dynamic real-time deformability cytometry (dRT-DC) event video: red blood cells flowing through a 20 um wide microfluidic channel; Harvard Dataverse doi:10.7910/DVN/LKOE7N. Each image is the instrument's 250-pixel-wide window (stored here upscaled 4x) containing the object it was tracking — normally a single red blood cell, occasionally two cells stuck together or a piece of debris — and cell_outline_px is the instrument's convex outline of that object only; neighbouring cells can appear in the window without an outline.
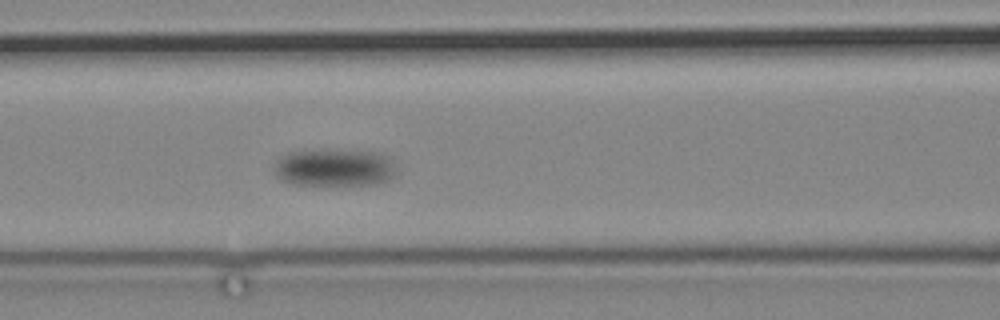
{"species": "common noctule bat (a hibernating species)", "species_latin": "Nyctalus noctula", "temperature_condition": "cold", "stored_images_in_passage": 15, "camera_frame_rate_fps": 3000, "um_per_image_px": 0.085, "animal": {"sex": "male", "body_mass_g": 19.2, "forearm_length_mm": 51.8}, "frame": {"image": 1, "passage_image": 15, "time_ms": 18.667, "image_size_px": [1000, 320], "cell_outline_px": [[392, 176], [388, 180], [376, 184], [292, 184], [280, 180], [276, 176], [272, 168], [276, 160], [280, 156], [288, 152], [380, 152], [388, 156], [392, 168]], "centroid_in_image_um": [28.32, 14.28], "position_along_channel_um": 138.3, "area_um2": 25.66}}